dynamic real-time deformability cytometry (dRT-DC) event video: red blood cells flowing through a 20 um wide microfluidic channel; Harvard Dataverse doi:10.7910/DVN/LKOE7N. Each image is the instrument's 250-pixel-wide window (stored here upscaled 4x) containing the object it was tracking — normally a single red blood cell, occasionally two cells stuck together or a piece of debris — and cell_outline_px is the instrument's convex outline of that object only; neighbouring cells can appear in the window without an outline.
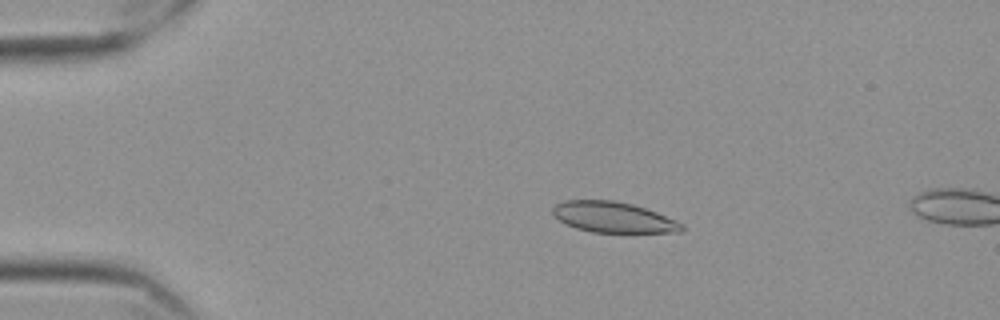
{"species": "Egyptian fruit bat (a non-hibernating species)", "species_latin": "Rousettus aegyptiacus", "temperature_condition": "cold", "stored_images_in_passage": 4, "camera_frame_rate_fps": 3000, "um_per_image_px": 0.085, "frame": {"image": 1, "passage_image": 1, "time_ms": 0.0, "image_size_px": [1000, 320], "cell_outline_px": [[684, 228], [680, 232], [592, 232], [576, 228], [560, 220], [552, 212], [552, 208], [556, 204], [564, 200], [612, 200], [632, 204], [656, 212], [676, 220], [684, 224]], "centroid_in_image_um": [52.14, 18.46], "position_along_channel_um": 32.9, "area_um2": 22.83}}